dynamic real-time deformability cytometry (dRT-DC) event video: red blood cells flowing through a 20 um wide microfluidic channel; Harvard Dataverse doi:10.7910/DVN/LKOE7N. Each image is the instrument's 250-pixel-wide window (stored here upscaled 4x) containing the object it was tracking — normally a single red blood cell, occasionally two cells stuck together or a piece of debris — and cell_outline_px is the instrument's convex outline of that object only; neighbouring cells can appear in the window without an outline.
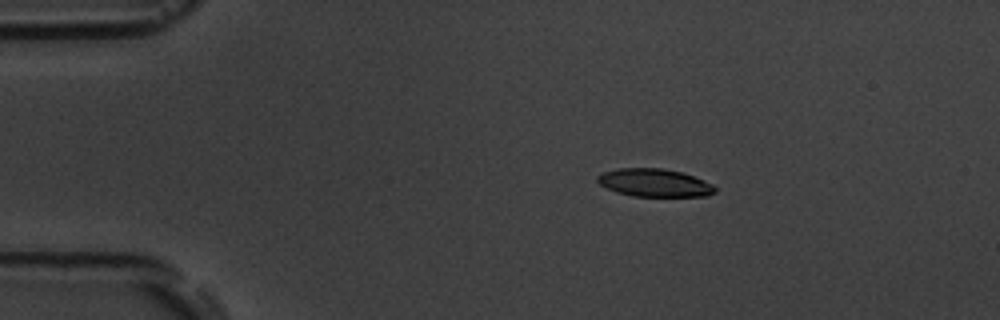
{"species": "common noctule bat (a hibernating species)", "species_latin": "Nyctalus noctula", "temperature_condition": "room temperature", "stored_images_in_passage": 3, "camera_frame_rate_fps": 3000, "um_per_image_px": 0.085, "animal": {"sex": "male", "body_mass_g": 19.5, "forearm_length_mm": 54.6}, "frame": {"image": 1, "passage_image": 1, "time_ms": 0.0, "image_size_px": [1000, 320], "cell_outline_px": [[716, 192], [708, 196], [632, 196], [616, 192], [600, 184], [596, 180], [596, 176], [604, 172], [616, 168], [664, 168], [680, 172], [692, 176], [712, 184], [716, 188]], "centroid_in_image_um": [55.61, 15.53], "position_along_channel_um": 29.4, "area_um2": 19.07}}